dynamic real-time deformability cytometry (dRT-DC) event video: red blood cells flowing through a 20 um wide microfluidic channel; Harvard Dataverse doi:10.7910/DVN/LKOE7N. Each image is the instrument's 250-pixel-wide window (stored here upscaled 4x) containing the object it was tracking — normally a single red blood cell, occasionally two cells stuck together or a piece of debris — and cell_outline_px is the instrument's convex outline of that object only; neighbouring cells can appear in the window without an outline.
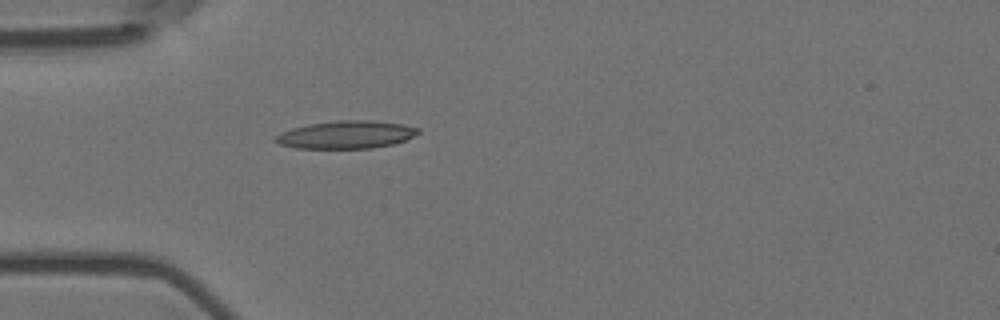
{"species": "Egyptian fruit bat (a non-hibernating species)", "species_latin": "Rousettus aegyptiacus", "temperature_condition": "room temperature", "stored_images_in_passage": 4, "camera_frame_rate_fps": 3000, "um_per_image_px": 0.085, "animal": {"sex": "female"}, "frame": {"image": 1, "passage_image": 4, "time_ms": 1.0, "image_size_px": [1000, 320], "cell_outline_px": [[420, 132], [404, 140], [392, 144], [372, 148], [296, 148], [280, 144], [272, 140], [280, 132], [292, 128], [308, 124], [340, 120], [368, 120], [400, 124], [420, 128]], "centroid_in_image_um": [29.38, 11.45], "position_along_channel_um": 55.6, "area_um2": 22.89}}